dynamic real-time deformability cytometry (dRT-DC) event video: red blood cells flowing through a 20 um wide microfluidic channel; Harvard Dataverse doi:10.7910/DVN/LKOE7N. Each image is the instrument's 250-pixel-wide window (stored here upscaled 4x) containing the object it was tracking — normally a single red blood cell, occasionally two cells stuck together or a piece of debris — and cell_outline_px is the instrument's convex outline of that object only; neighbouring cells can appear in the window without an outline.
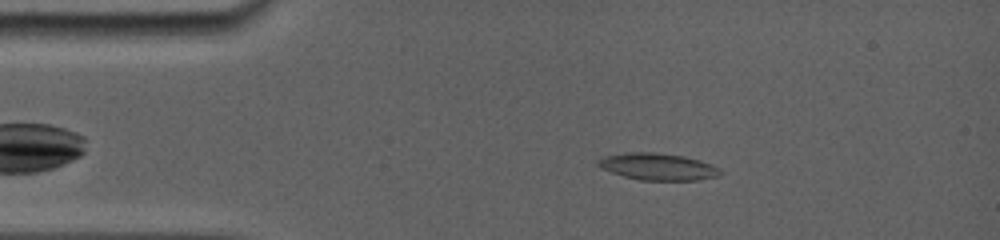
{"species": "common noctule bat (a hibernating species)", "species_latin": "Nyctalus noctula", "temperature_condition": "room temperature", "stored_images_in_passage": 3, "camera_frame_rate_fps": 5000, "um_per_image_px": 0.085, "animal": {"sex": "female", "body_mass_g": 19.0, "forearm_length_mm": 56.7}, "frame": {"image": 1, "passage_image": 1, "time_ms": 0.0, "image_size_px": [1000, 240], "cell_outline_px": [[724, 172], [720, 176], [700, 180], [640, 180], [624, 176], [600, 168], [596, 164], [596, 160], [604, 156], [628, 152], [652, 152], [684, 156], [700, 160], [712, 164], [720, 168]], "centroid_in_image_um": [55.95, 14.17], "position_along_channel_um": 29.0, "area_um2": 19.36}}